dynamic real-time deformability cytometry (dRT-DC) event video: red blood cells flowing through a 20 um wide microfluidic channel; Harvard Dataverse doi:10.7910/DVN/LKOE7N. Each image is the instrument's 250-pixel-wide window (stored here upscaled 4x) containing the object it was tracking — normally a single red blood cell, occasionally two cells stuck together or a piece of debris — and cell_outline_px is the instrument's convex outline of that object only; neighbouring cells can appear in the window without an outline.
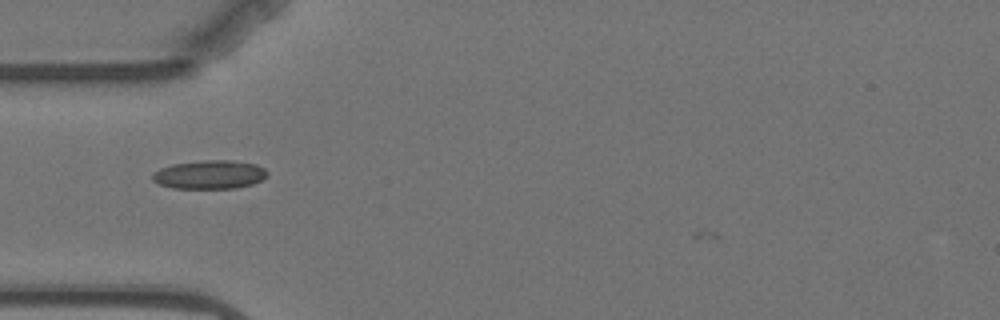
{"species": "Egyptian fruit bat (a non-hibernating species)", "species_latin": "Rousettus aegyptiacus", "temperature_condition": "warm", "stored_images_in_passage": 5, "camera_frame_rate_fps": 3000, "um_per_image_px": 0.085, "animal": {"sex": "female"}, "frame": {"image": 1, "passage_image": 4, "time_ms": 3.667, "image_size_px": [1000, 320], "cell_outline_px": [[268, 172], [260, 180], [252, 184], [236, 188], [172, 188], [160, 184], [152, 180], [152, 172], [160, 168], [172, 164], [204, 160], [232, 160], [256, 164], [264, 168]], "centroid_in_image_um": [17.78, 14.83], "position_along_channel_um": 67.2, "area_um2": 19.13}}
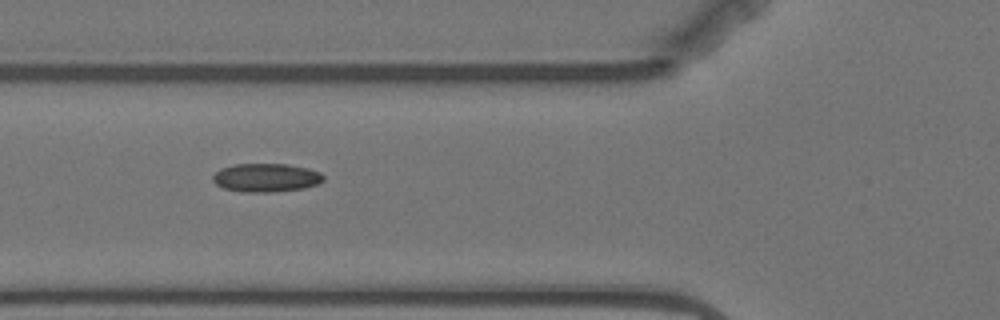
{"frame": {"image": 2, "passage_image": 5, "time_ms": 4.667, "image_size_px": [1000, 320], "cell_outline_px": [[324, 180], [316, 184], [304, 188], [272, 192], [244, 192], [224, 188], [216, 184], [212, 180], [212, 176], [220, 168], [236, 164], [288, 164], [308, 168], [320, 172], [324, 176]], "centroid_in_image_um": [22.61, 15.1], "position_along_channel_um": 103.2, "area_um2": 18.38}}